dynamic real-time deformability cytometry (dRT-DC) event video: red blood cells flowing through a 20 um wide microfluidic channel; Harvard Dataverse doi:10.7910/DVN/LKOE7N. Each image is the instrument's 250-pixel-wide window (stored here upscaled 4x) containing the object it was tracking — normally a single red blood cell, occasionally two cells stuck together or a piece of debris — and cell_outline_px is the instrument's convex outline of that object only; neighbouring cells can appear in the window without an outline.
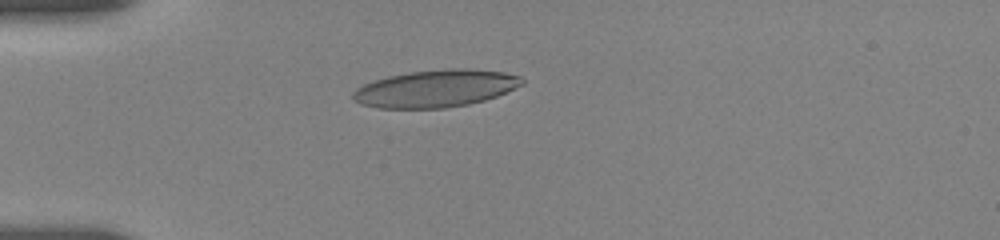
{"species": "human", "species_latin": "Homo sapiens", "temperature_condition": "room temperature", "stored_images_in_passage": 7, "camera_frame_rate_fps": 3000, "um_per_image_px": 0.085, "donor": {"sex": "female"}, "frame": {"image": 1, "passage_image": 5, "time_ms": 4.667, "image_size_px": [1000, 240], "cell_outline_px": [[524, 84], [496, 96], [484, 100], [468, 104], [444, 108], [376, 108], [360, 104], [352, 100], [352, 92], [356, 88], [364, 84], [388, 76], [412, 72], [448, 68], [472, 68], [504, 72], [524, 76]], "centroid_in_image_um": [37.05, 7.52], "position_along_channel_um": 48.0, "area_um2": 36.93}}
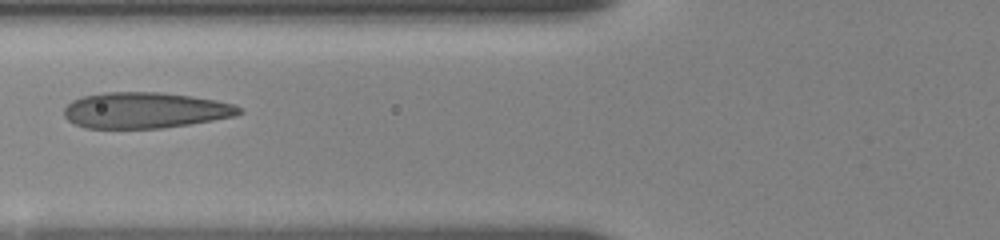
{"frame": {"image": 2, "passage_image": 7, "time_ms": 7.0, "image_size_px": [1000, 240], "cell_outline_px": [[244, 112], [236, 116], [188, 124], [160, 128], [84, 128], [68, 120], [64, 116], [64, 108], [72, 100], [84, 96], [104, 92], [164, 92], [192, 96], [216, 100], [236, 104]], "centroid_in_image_um": [12.35, 9.36], "position_along_channel_um": 113.5, "area_um2": 36.76}}